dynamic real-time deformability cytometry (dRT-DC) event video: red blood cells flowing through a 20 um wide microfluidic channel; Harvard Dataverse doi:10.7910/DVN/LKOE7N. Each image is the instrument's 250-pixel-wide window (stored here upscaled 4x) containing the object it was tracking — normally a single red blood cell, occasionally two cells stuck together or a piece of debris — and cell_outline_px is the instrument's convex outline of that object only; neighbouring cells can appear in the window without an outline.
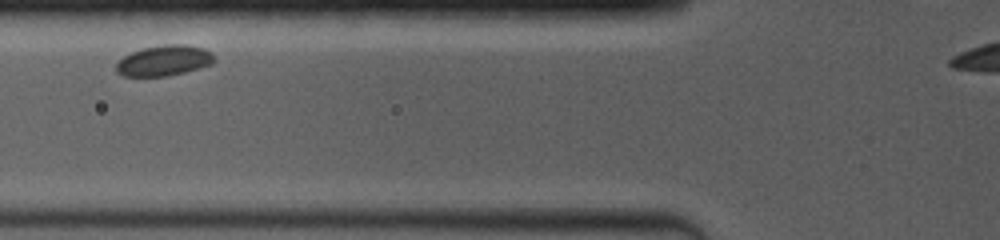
{"species": "common noctule bat (a hibernating species)", "species_latin": "Nyctalus noctula", "temperature_condition": "room temperature", "stored_images_in_passage": 3, "camera_frame_rate_fps": 4000, "um_per_image_px": 0.085, "animal": {"sex": "female", "body_mass_g": 19.0, "forearm_length_mm": 53.3}, "frame": {"image": 1, "passage_image": 2, "time_ms": 1.0, "image_size_px": [1000, 240], "cell_outline_px": [[212, 64], [184, 72], [168, 76], [124, 76], [116, 72], [116, 64], [124, 56], [140, 48], [164, 44], [188, 44], [204, 48], [212, 52]], "centroid_in_image_um": [13.93, 5.13], "position_along_channel_um": 111.9, "area_um2": 17.46}}